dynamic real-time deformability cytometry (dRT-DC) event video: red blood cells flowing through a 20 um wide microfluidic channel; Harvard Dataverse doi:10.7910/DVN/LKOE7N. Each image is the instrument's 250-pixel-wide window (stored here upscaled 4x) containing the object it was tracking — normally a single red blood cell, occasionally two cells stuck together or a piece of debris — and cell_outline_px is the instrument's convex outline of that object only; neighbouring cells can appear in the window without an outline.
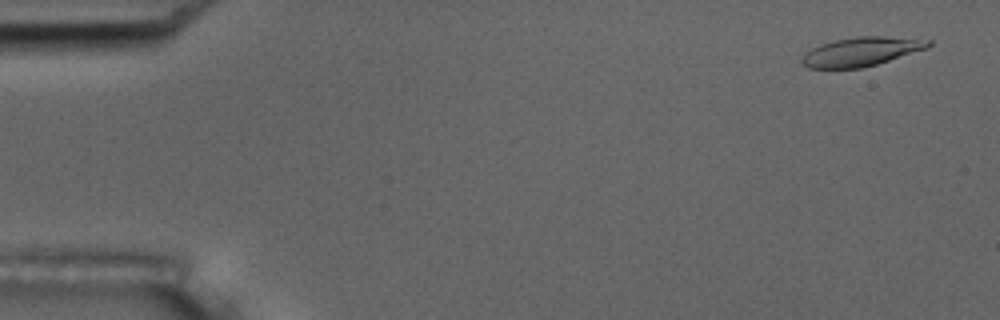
{"species": "common noctule bat (a hibernating species)", "species_latin": "Nyctalus noctula", "temperature_condition": "room temperature", "stored_images_in_passage": 17, "camera_frame_rate_fps": 3000, "um_per_image_px": 0.085, "animal": {"sex": "male", "body_mass_g": 17.5, "forearm_length_mm": 52.3}, "frame": {"image": 1, "passage_image": 3, "time_ms": 0.667, "image_size_px": [1000, 320], "cell_outline_px": [[932, 44], [928, 48], [876, 64], [860, 68], [808, 68], [800, 60], [812, 48], [820, 44], [836, 40], [856, 36], [884, 36], [932, 40]], "centroid_in_image_um": [73.24, 4.38], "position_along_channel_um": 11.8, "area_um2": 21.1}}